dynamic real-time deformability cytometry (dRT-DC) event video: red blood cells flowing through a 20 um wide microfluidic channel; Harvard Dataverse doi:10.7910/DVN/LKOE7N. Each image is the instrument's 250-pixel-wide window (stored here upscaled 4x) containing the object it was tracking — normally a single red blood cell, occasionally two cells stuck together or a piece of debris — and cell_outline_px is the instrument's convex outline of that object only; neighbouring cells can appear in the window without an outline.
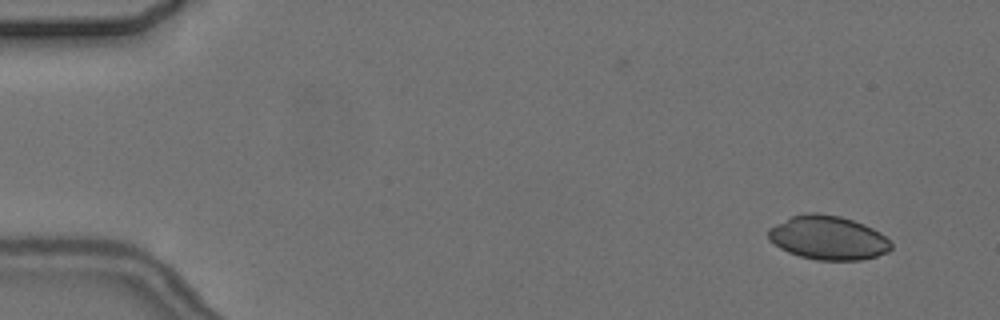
{"species": "common noctule bat (a hibernating species)", "species_latin": "Nyctalus noctula", "temperature_condition": "cold", "stored_images_in_passage": 6, "camera_frame_rate_fps": 3000, "um_per_image_px": 0.085, "animal": {"sex": "female", "body_mass_g": 24.6, "forearm_length_mm": 56.2}, "frame": {"image": 1, "passage_image": 1, "time_ms": 0.0, "image_size_px": [1000, 320], "cell_outline_px": [[892, 248], [888, 252], [876, 256], [860, 260], [816, 260], [800, 256], [788, 252], [780, 248], [768, 240], [768, 228], [792, 216], [808, 212], [816, 212], [840, 216], [864, 224], [880, 232], [892, 244]], "centroid_in_image_um": [70.37, 20.21], "position_along_channel_um": 14.6, "area_um2": 31.44}}